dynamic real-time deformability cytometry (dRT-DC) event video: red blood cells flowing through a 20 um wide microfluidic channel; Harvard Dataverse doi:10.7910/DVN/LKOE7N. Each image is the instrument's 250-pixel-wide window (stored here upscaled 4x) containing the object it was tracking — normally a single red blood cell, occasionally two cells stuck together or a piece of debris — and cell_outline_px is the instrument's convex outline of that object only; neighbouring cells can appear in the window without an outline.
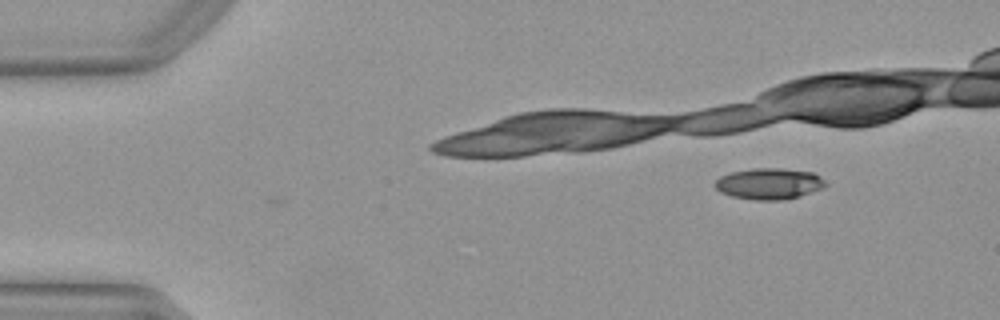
{"species": "Egyptian fruit bat (a non-hibernating species)", "species_latin": "Rousettus aegyptiacus", "temperature_condition": "warm", "stored_images_in_passage": 7, "camera_frame_rate_fps": 3000, "um_per_image_px": 0.085, "animal": {"sex": "female"}, "frame": {"image": 1, "passage_image": 1, "time_ms": 0.0, "image_size_px": [1000, 320], "cell_outline_px": [[828, 184], [824, 188], [800, 196], [784, 200], [756, 200], [732, 196], [720, 192], [716, 188], [716, 180], [720, 176], [732, 172], [752, 168], [780, 168], [812, 172], [820, 176]], "centroid_in_image_um": [65.41, 15.61], "position_along_channel_um": 19.6, "area_um2": 20.11}}